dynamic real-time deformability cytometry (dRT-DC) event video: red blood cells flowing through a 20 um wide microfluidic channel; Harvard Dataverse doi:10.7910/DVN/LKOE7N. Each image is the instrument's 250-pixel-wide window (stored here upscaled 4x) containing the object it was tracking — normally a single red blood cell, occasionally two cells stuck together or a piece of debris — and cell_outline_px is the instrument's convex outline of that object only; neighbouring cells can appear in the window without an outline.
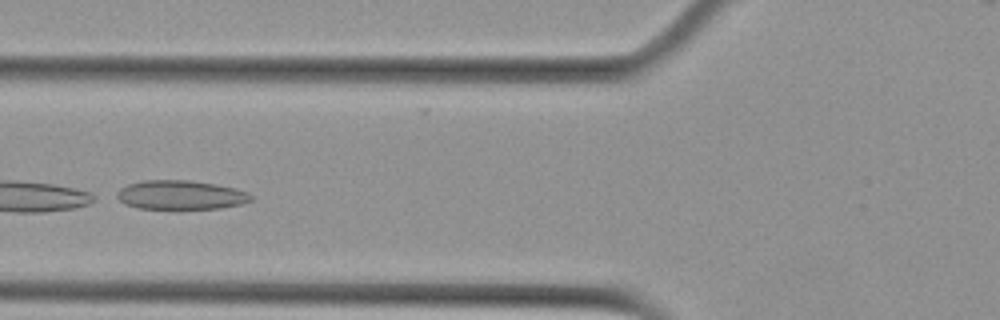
{"species": "Egyptian fruit bat (a non-hibernating species)", "species_latin": "Rousettus aegyptiacus", "temperature_condition": "cold", "stored_images_in_passage": 7, "camera_frame_rate_fps": 3000, "um_per_image_px": 0.085, "animal": {"sex": "female"}, "frame": {"image": 1, "passage_image": 4, "time_ms": 1.0, "image_size_px": [1000, 320], "cell_outline_px": [[252, 200], [240, 204], [220, 208], [172, 212], [136, 208], [124, 204], [112, 196], [120, 188], [128, 184], [144, 180], [188, 180], [216, 184], [236, 188], [248, 192], [252, 196]], "centroid_in_image_um": [15.28, 16.62], "position_along_channel_um": 110.5, "area_um2": 24.04}}
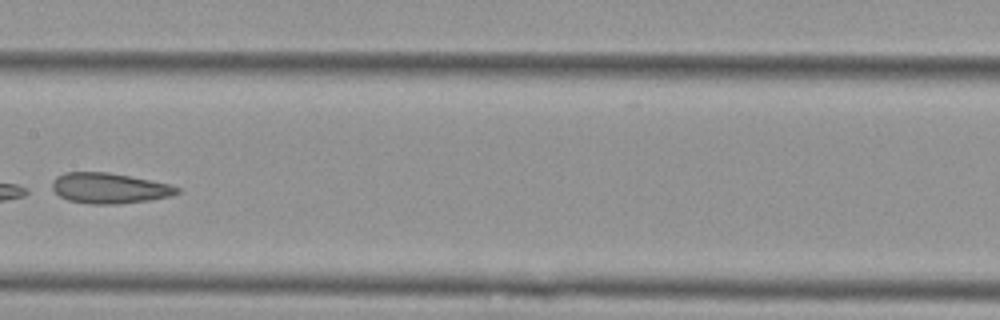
{"frame": {"image": 2, "passage_image": 6, "time_ms": 1.667, "image_size_px": [1000, 320], "cell_outline_px": [[180, 192], [172, 196], [148, 200], [112, 204], [92, 204], [68, 200], [60, 196], [52, 188], [52, 180], [56, 176], [64, 172], [108, 172], [168, 184], [180, 188]], "centroid_in_image_um": [9.26, 15.99], "position_along_channel_um": 198.1, "area_um2": 21.96}}
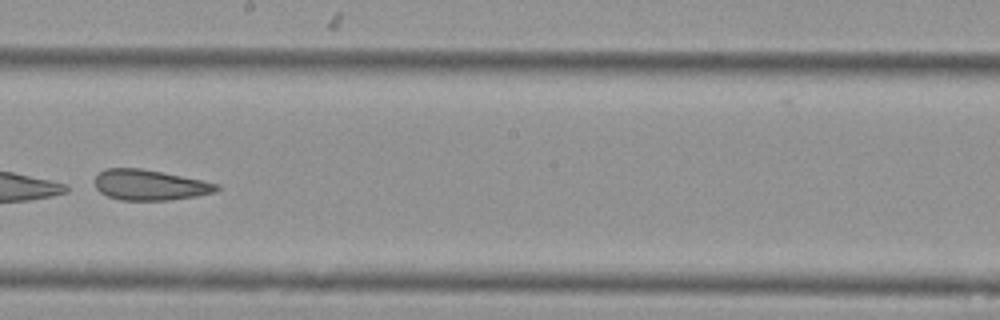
{"frame": {"image": 3, "passage_image": 7, "time_ms": 2.0, "image_size_px": [1000, 320], "cell_outline_px": [[220, 188], [216, 192], [196, 196], [168, 200], [120, 200], [108, 196], [100, 192], [96, 188], [96, 176], [104, 168], [140, 168], [204, 180], [220, 184]], "centroid_in_image_um": [12.76, 15.72], "position_along_channel_um": 235.4, "area_um2": 21.68}}